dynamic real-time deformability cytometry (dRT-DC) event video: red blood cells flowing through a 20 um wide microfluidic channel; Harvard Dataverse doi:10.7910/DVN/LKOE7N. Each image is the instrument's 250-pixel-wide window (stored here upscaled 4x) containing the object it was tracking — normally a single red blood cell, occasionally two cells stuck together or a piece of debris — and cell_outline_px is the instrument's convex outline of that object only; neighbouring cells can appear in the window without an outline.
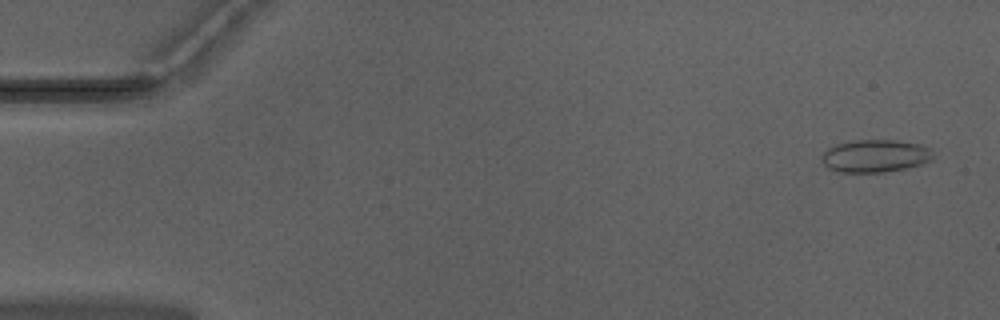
{"species": "Egyptian fruit bat (a non-hibernating species)", "species_latin": "Rousettus aegyptiacus", "temperature_condition": "warm", "stored_images_in_passage": 52, "camera_frame_rate_fps": 3000, "um_per_image_px": 0.085, "animal": {"sex": "male"}, "frame": {"image": 1, "passage_image": 3, "time_ms": 0.667, "image_size_px": [1000, 320], "cell_outline_px": [[932, 160], [920, 164], [904, 168], [884, 172], [840, 172], [828, 168], [820, 160], [820, 156], [828, 148], [840, 144], [860, 140], [896, 140], [920, 144], [932, 148]], "centroid_in_image_um": [74.4, 13.26], "position_along_channel_um": 10.6, "area_um2": 21.04}}
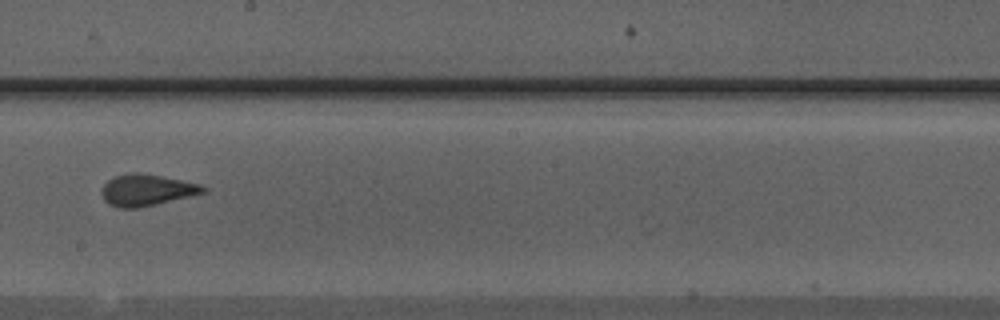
{"frame": {"image": 2, "passage_image": 30, "time_ms": 9.667, "image_size_px": [1000, 320], "cell_outline_px": [[208, 192], [192, 196], [156, 204], [136, 208], [116, 208], [108, 204], [104, 200], [100, 192], [104, 184], [108, 180], [116, 176], [136, 172], [160, 176], [200, 184], [208, 188]], "centroid_in_image_um": [12.47, 16.17], "position_along_channel_um": 235.7, "area_um2": 18.61}}
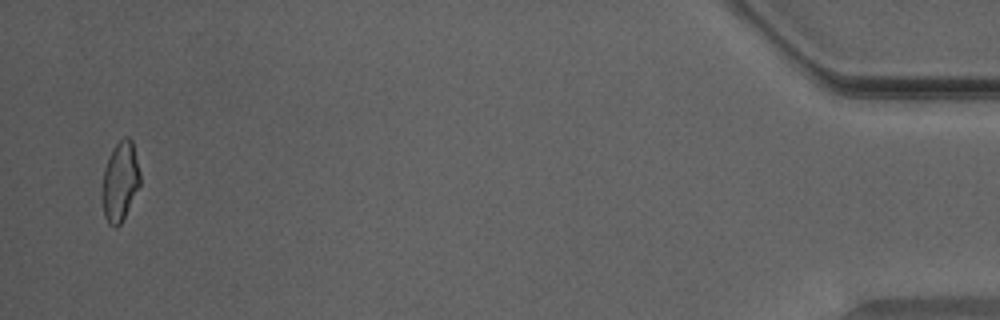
{"frame": {"image": 3, "passage_image": 51, "time_ms": 16.667, "image_size_px": [1000, 320], "cell_outline_px": [[140, 184], [120, 224], [116, 228], [108, 224], [104, 216], [104, 168], [112, 148], [124, 136], [128, 136], [132, 140], [140, 172]], "centroid_in_image_um": [10.23, 15.38], "position_along_channel_um": 425.0, "area_um2": 17.05}, "authors_computed_cell_mechanics": {"area_um2": 18.8428, "velocity_mm_per_s": 3.986, "shape_relaxation_time_tau1_ms": 10.7025, "shape_relaxation_time_tau2_ms": 0.9515, "deformation_change_tau1": 0.2093, "deformation_change_tau2": 0.0606}}